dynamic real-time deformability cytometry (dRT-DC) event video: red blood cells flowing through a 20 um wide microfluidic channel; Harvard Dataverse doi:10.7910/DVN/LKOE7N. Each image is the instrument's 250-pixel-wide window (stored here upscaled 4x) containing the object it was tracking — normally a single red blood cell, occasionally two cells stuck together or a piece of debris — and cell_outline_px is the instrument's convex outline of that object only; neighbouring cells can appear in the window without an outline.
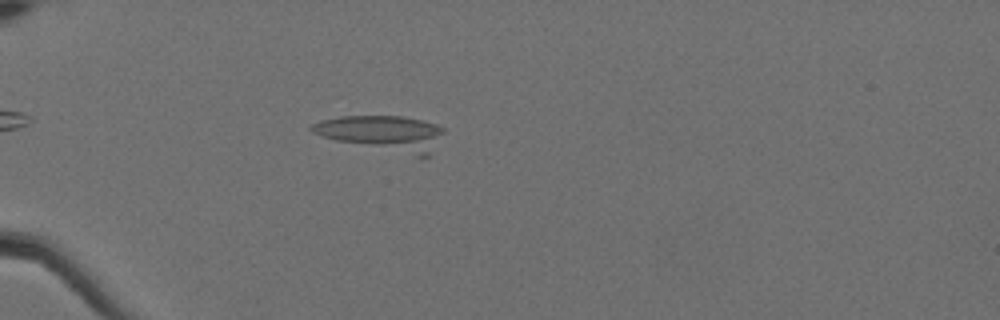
{"species": "Egyptian fruit bat (a non-hibernating species)", "species_latin": "Rousettus aegyptiacus", "temperature_condition": "cold", "stored_images_in_passage": 27, "camera_frame_rate_fps": 3000, "um_per_image_px": 0.085, "animal": {"sex": "female"}, "frame": {"image": 1, "passage_image": 19, "time_ms": 6.0, "image_size_px": [1000, 320], "cell_outline_px": [[444, 132], [428, 156], [416, 156], [336, 140], [320, 136], [312, 132], [308, 128], [312, 124], [320, 120], [340, 116], [400, 116], [420, 120], [436, 124], [444, 128]], "centroid_in_image_um": [32.5, 11.3], "position_along_channel_um": 52.5, "area_um2": 26.7}}
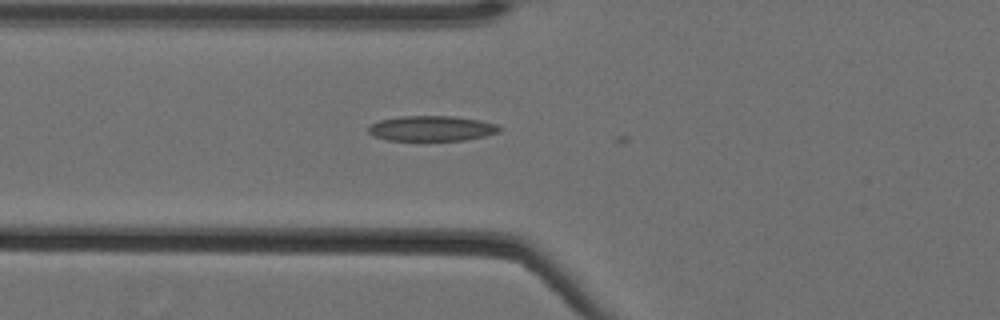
{"frame": {"image": 2, "passage_image": 24, "time_ms": 7.667, "image_size_px": [1000, 320], "cell_outline_px": [[500, 132], [484, 136], [464, 140], [388, 140], [376, 136], [368, 132], [368, 128], [372, 124], [380, 120], [400, 116], [452, 116], [480, 120], [496, 124], [500, 128]], "centroid_in_image_um": [36.71, 10.91], "position_along_channel_um": 89.1, "area_um2": 19.07}}